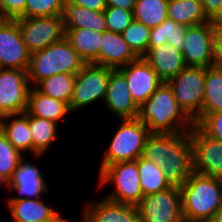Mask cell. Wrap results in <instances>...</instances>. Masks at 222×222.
<instances>
[{
  "instance_id": "cell-31",
  "label": "cell",
  "mask_w": 222,
  "mask_h": 222,
  "mask_svg": "<svg viewBox=\"0 0 222 222\" xmlns=\"http://www.w3.org/2000/svg\"><path fill=\"white\" fill-rule=\"evenodd\" d=\"M167 4L168 0H136L134 20L154 28L167 18Z\"/></svg>"
},
{
  "instance_id": "cell-11",
  "label": "cell",
  "mask_w": 222,
  "mask_h": 222,
  "mask_svg": "<svg viewBox=\"0 0 222 222\" xmlns=\"http://www.w3.org/2000/svg\"><path fill=\"white\" fill-rule=\"evenodd\" d=\"M31 86L26 70L0 69V118L24 113Z\"/></svg>"
},
{
  "instance_id": "cell-17",
  "label": "cell",
  "mask_w": 222,
  "mask_h": 222,
  "mask_svg": "<svg viewBox=\"0 0 222 222\" xmlns=\"http://www.w3.org/2000/svg\"><path fill=\"white\" fill-rule=\"evenodd\" d=\"M103 104L119 120L138 117L139 107L129 93L125 76L118 69L110 72Z\"/></svg>"
},
{
  "instance_id": "cell-43",
  "label": "cell",
  "mask_w": 222,
  "mask_h": 222,
  "mask_svg": "<svg viewBox=\"0 0 222 222\" xmlns=\"http://www.w3.org/2000/svg\"><path fill=\"white\" fill-rule=\"evenodd\" d=\"M202 222H222V214L221 213L216 214L215 216H213L209 219H206Z\"/></svg>"
},
{
  "instance_id": "cell-22",
  "label": "cell",
  "mask_w": 222,
  "mask_h": 222,
  "mask_svg": "<svg viewBox=\"0 0 222 222\" xmlns=\"http://www.w3.org/2000/svg\"><path fill=\"white\" fill-rule=\"evenodd\" d=\"M0 130L21 154L24 155L28 151L31 153L30 155H33V140L29 131L28 113L24 112L1 117Z\"/></svg>"
},
{
  "instance_id": "cell-39",
  "label": "cell",
  "mask_w": 222,
  "mask_h": 222,
  "mask_svg": "<svg viewBox=\"0 0 222 222\" xmlns=\"http://www.w3.org/2000/svg\"><path fill=\"white\" fill-rule=\"evenodd\" d=\"M209 21H222V0H200Z\"/></svg>"
},
{
  "instance_id": "cell-10",
  "label": "cell",
  "mask_w": 222,
  "mask_h": 222,
  "mask_svg": "<svg viewBox=\"0 0 222 222\" xmlns=\"http://www.w3.org/2000/svg\"><path fill=\"white\" fill-rule=\"evenodd\" d=\"M23 42L30 53L42 50L64 37L61 16L16 18Z\"/></svg>"
},
{
  "instance_id": "cell-24",
  "label": "cell",
  "mask_w": 222,
  "mask_h": 222,
  "mask_svg": "<svg viewBox=\"0 0 222 222\" xmlns=\"http://www.w3.org/2000/svg\"><path fill=\"white\" fill-rule=\"evenodd\" d=\"M64 37L85 63L99 65L101 32L84 28H64Z\"/></svg>"
},
{
  "instance_id": "cell-19",
  "label": "cell",
  "mask_w": 222,
  "mask_h": 222,
  "mask_svg": "<svg viewBox=\"0 0 222 222\" xmlns=\"http://www.w3.org/2000/svg\"><path fill=\"white\" fill-rule=\"evenodd\" d=\"M43 198L7 200L8 210L14 222H70L52 204Z\"/></svg>"
},
{
  "instance_id": "cell-4",
  "label": "cell",
  "mask_w": 222,
  "mask_h": 222,
  "mask_svg": "<svg viewBox=\"0 0 222 222\" xmlns=\"http://www.w3.org/2000/svg\"><path fill=\"white\" fill-rule=\"evenodd\" d=\"M84 64L85 62L63 37L60 41L31 53L26 74L30 86L35 87L43 79L56 74L76 75Z\"/></svg>"
},
{
  "instance_id": "cell-46",
  "label": "cell",
  "mask_w": 222,
  "mask_h": 222,
  "mask_svg": "<svg viewBox=\"0 0 222 222\" xmlns=\"http://www.w3.org/2000/svg\"><path fill=\"white\" fill-rule=\"evenodd\" d=\"M0 12L3 13V2H2V0H0Z\"/></svg>"
},
{
  "instance_id": "cell-3",
  "label": "cell",
  "mask_w": 222,
  "mask_h": 222,
  "mask_svg": "<svg viewBox=\"0 0 222 222\" xmlns=\"http://www.w3.org/2000/svg\"><path fill=\"white\" fill-rule=\"evenodd\" d=\"M183 220L202 222L222 209V179L192 172L181 186Z\"/></svg>"
},
{
  "instance_id": "cell-44",
  "label": "cell",
  "mask_w": 222,
  "mask_h": 222,
  "mask_svg": "<svg viewBox=\"0 0 222 222\" xmlns=\"http://www.w3.org/2000/svg\"><path fill=\"white\" fill-rule=\"evenodd\" d=\"M8 18L0 12V26L7 20Z\"/></svg>"
},
{
  "instance_id": "cell-12",
  "label": "cell",
  "mask_w": 222,
  "mask_h": 222,
  "mask_svg": "<svg viewBox=\"0 0 222 222\" xmlns=\"http://www.w3.org/2000/svg\"><path fill=\"white\" fill-rule=\"evenodd\" d=\"M189 132L193 172L222 179V141L210 138L196 124Z\"/></svg>"
},
{
  "instance_id": "cell-8",
  "label": "cell",
  "mask_w": 222,
  "mask_h": 222,
  "mask_svg": "<svg viewBox=\"0 0 222 222\" xmlns=\"http://www.w3.org/2000/svg\"><path fill=\"white\" fill-rule=\"evenodd\" d=\"M111 70L110 67L94 63L83 65L76 74L70 101L71 112L86 108L99 100L103 102Z\"/></svg>"
},
{
  "instance_id": "cell-36",
  "label": "cell",
  "mask_w": 222,
  "mask_h": 222,
  "mask_svg": "<svg viewBox=\"0 0 222 222\" xmlns=\"http://www.w3.org/2000/svg\"><path fill=\"white\" fill-rule=\"evenodd\" d=\"M107 31L122 33L134 20L133 11L107 7L104 11Z\"/></svg>"
},
{
  "instance_id": "cell-7",
  "label": "cell",
  "mask_w": 222,
  "mask_h": 222,
  "mask_svg": "<svg viewBox=\"0 0 222 222\" xmlns=\"http://www.w3.org/2000/svg\"><path fill=\"white\" fill-rule=\"evenodd\" d=\"M206 68L186 66L167 83L183 111L194 121L202 115Z\"/></svg>"
},
{
  "instance_id": "cell-33",
  "label": "cell",
  "mask_w": 222,
  "mask_h": 222,
  "mask_svg": "<svg viewBox=\"0 0 222 222\" xmlns=\"http://www.w3.org/2000/svg\"><path fill=\"white\" fill-rule=\"evenodd\" d=\"M150 30L143 23L133 20L121 36L138 57H143L148 50Z\"/></svg>"
},
{
  "instance_id": "cell-38",
  "label": "cell",
  "mask_w": 222,
  "mask_h": 222,
  "mask_svg": "<svg viewBox=\"0 0 222 222\" xmlns=\"http://www.w3.org/2000/svg\"><path fill=\"white\" fill-rule=\"evenodd\" d=\"M212 67L222 70V21L213 22Z\"/></svg>"
},
{
  "instance_id": "cell-42",
  "label": "cell",
  "mask_w": 222,
  "mask_h": 222,
  "mask_svg": "<svg viewBox=\"0 0 222 222\" xmlns=\"http://www.w3.org/2000/svg\"><path fill=\"white\" fill-rule=\"evenodd\" d=\"M136 0H106L107 7H119L124 10H134Z\"/></svg>"
},
{
  "instance_id": "cell-47",
  "label": "cell",
  "mask_w": 222,
  "mask_h": 222,
  "mask_svg": "<svg viewBox=\"0 0 222 222\" xmlns=\"http://www.w3.org/2000/svg\"><path fill=\"white\" fill-rule=\"evenodd\" d=\"M182 222H197V221H187V220H183Z\"/></svg>"
},
{
  "instance_id": "cell-25",
  "label": "cell",
  "mask_w": 222,
  "mask_h": 222,
  "mask_svg": "<svg viewBox=\"0 0 222 222\" xmlns=\"http://www.w3.org/2000/svg\"><path fill=\"white\" fill-rule=\"evenodd\" d=\"M62 21L64 28H84L96 32L107 31L103 11H94L64 0Z\"/></svg>"
},
{
  "instance_id": "cell-2",
  "label": "cell",
  "mask_w": 222,
  "mask_h": 222,
  "mask_svg": "<svg viewBox=\"0 0 222 222\" xmlns=\"http://www.w3.org/2000/svg\"><path fill=\"white\" fill-rule=\"evenodd\" d=\"M150 133L189 132L194 121L176 102L172 88L163 82L139 107L138 117Z\"/></svg>"
},
{
  "instance_id": "cell-28",
  "label": "cell",
  "mask_w": 222,
  "mask_h": 222,
  "mask_svg": "<svg viewBox=\"0 0 222 222\" xmlns=\"http://www.w3.org/2000/svg\"><path fill=\"white\" fill-rule=\"evenodd\" d=\"M139 171L140 186L143 196L163 191L171 185L166 180L163 169L154 162L140 156L135 160Z\"/></svg>"
},
{
  "instance_id": "cell-23",
  "label": "cell",
  "mask_w": 222,
  "mask_h": 222,
  "mask_svg": "<svg viewBox=\"0 0 222 222\" xmlns=\"http://www.w3.org/2000/svg\"><path fill=\"white\" fill-rule=\"evenodd\" d=\"M26 113L39 118L51 120L58 124L72 114L70 106L60 100L46 96L39 92L35 87H31L28 93Z\"/></svg>"
},
{
  "instance_id": "cell-6",
  "label": "cell",
  "mask_w": 222,
  "mask_h": 222,
  "mask_svg": "<svg viewBox=\"0 0 222 222\" xmlns=\"http://www.w3.org/2000/svg\"><path fill=\"white\" fill-rule=\"evenodd\" d=\"M98 176V188L113 184L114 189L104 196L109 201L137 206L143 198L139 171L135 161L108 165L99 172Z\"/></svg>"
},
{
  "instance_id": "cell-45",
  "label": "cell",
  "mask_w": 222,
  "mask_h": 222,
  "mask_svg": "<svg viewBox=\"0 0 222 222\" xmlns=\"http://www.w3.org/2000/svg\"><path fill=\"white\" fill-rule=\"evenodd\" d=\"M4 185L5 188L7 187L8 182L0 175V187H2L1 185Z\"/></svg>"
},
{
  "instance_id": "cell-14",
  "label": "cell",
  "mask_w": 222,
  "mask_h": 222,
  "mask_svg": "<svg viewBox=\"0 0 222 222\" xmlns=\"http://www.w3.org/2000/svg\"><path fill=\"white\" fill-rule=\"evenodd\" d=\"M30 52L25 46L15 19L0 26V67L27 70Z\"/></svg>"
},
{
  "instance_id": "cell-32",
  "label": "cell",
  "mask_w": 222,
  "mask_h": 222,
  "mask_svg": "<svg viewBox=\"0 0 222 222\" xmlns=\"http://www.w3.org/2000/svg\"><path fill=\"white\" fill-rule=\"evenodd\" d=\"M222 111V70L206 68L202 113Z\"/></svg>"
},
{
  "instance_id": "cell-9",
  "label": "cell",
  "mask_w": 222,
  "mask_h": 222,
  "mask_svg": "<svg viewBox=\"0 0 222 222\" xmlns=\"http://www.w3.org/2000/svg\"><path fill=\"white\" fill-rule=\"evenodd\" d=\"M137 208L141 222H182L180 187L171 186L163 191L143 196Z\"/></svg>"
},
{
  "instance_id": "cell-1",
  "label": "cell",
  "mask_w": 222,
  "mask_h": 222,
  "mask_svg": "<svg viewBox=\"0 0 222 222\" xmlns=\"http://www.w3.org/2000/svg\"><path fill=\"white\" fill-rule=\"evenodd\" d=\"M142 157L160 166L171 186L180 187L193 172L190 132L151 133Z\"/></svg>"
},
{
  "instance_id": "cell-29",
  "label": "cell",
  "mask_w": 222,
  "mask_h": 222,
  "mask_svg": "<svg viewBox=\"0 0 222 222\" xmlns=\"http://www.w3.org/2000/svg\"><path fill=\"white\" fill-rule=\"evenodd\" d=\"M75 74L60 73L40 81L35 88L42 94L67 103L70 106Z\"/></svg>"
},
{
  "instance_id": "cell-37",
  "label": "cell",
  "mask_w": 222,
  "mask_h": 222,
  "mask_svg": "<svg viewBox=\"0 0 222 222\" xmlns=\"http://www.w3.org/2000/svg\"><path fill=\"white\" fill-rule=\"evenodd\" d=\"M195 124L210 138L222 141V111L202 113Z\"/></svg>"
},
{
  "instance_id": "cell-41",
  "label": "cell",
  "mask_w": 222,
  "mask_h": 222,
  "mask_svg": "<svg viewBox=\"0 0 222 222\" xmlns=\"http://www.w3.org/2000/svg\"><path fill=\"white\" fill-rule=\"evenodd\" d=\"M67 1L74 5L86 7L94 11H104L107 8L106 0H67Z\"/></svg>"
},
{
  "instance_id": "cell-26",
  "label": "cell",
  "mask_w": 222,
  "mask_h": 222,
  "mask_svg": "<svg viewBox=\"0 0 222 222\" xmlns=\"http://www.w3.org/2000/svg\"><path fill=\"white\" fill-rule=\"evenodd\" d=\"M167 17L187 27L209 22L200 0H168Z\"/></svg>"
},
{
  "instance_id": "cell-20",
  "label": "cell",
  "mask_w": 222,
  "mask_h": 222,
  "mask_svg": "<svg viewBox=\"0 0 222 222\" xmlns=\"http://www.w3.org/2000/svg\"><path fill=\"white\" fill-rule=\"evenodd\" d=\"M143 58L163 82H168L186 67L182 52L169 43L148 47Z\"/></svg>"
},
{
  "instance_id": "cell-13",
  "label": "cell",
  "mask_w": 222,
  "mask_h": 222,
  "mask_svg": "<svg viewBox=\"0 0 222 222\" xmlns=\"http://www.w3.org/2000/svg\"><path fill=\"white\" fill-rule=\"evenodd\" d=\"M181 52L186 66L212 67L213 22L187 27Z\"/></svg>"
},
{
  "instance_id": "cell-27",
  "label": "cell",
  "mask_w": 222,
  "mask_h": 222,
  "mask_svg": "<svg viewBox=\"0 0 222 222\" xmlns=\"http://www.w3.org/2000/svg\"><path fill=\"white\" fill-rule=\"evenodd\" d=\"M58 124L47 119L29 115V131L33 140V158L44 157L58 137Z\"/></svg>"
},
{
  "instance_id": "cell-35",
  "label": "cell",
  "mask_w": 222,
  "mask_h": 222,
  "mask_svg": "<svg viewBox=\"0 0 222 222\" xmlns=\"http://www.w3.org/2000/svg\"><path fill=\"white\" fill-rule=\"evenodd\" d=\"M64 0H26L25 12L20 18L61 16Z\"/></svg>"
},
{
  "instance_id": "cell-34",
  "label": "cell",
  "mask_w": 222,
  "mask_h": 222,
  "mask_svg": "<svg viewBox=\"0 0 222 222\" xmlns=\"http://www.w3.org/2000/svg\"><path fill=\"white\" fill-rule=\"evenodd\" d=\"M14 146L8 141L0 130V175L8 182L17 168L18 162L23 158Z\"/></svg>"
},
{
  "instance_id": "cell-30",
  "label": "cell",
  "mask_w": 222,
  "mask_h": 222,
  "mask_svg": "<svg viewBox=\"0 0 222 222\" xmlns=\"http://www.w3.org/2000/svg\"><path fill=\"white\" fill-rule=\"evenodd\" d=\"M187 26L175 23L166 18L160 25L151 28L148 47H158L161 44H172L175 49L182 50Z\"/></svg>"
},
{
  "instance_id": "cell-21",
  "label": "cell",
  "mask_w": 222,
  "mask_h": 222,
  "mask_svg": "<svg viewBox=\"0 0 222 222\" xmlns=\"http://www.w3.org/2000/svg\"><path fill=\"white\" fill-rule=\"evenodd\" d=\"M100 45L99 65L118 69L139 58L120 33L105 31L102 33Z\"/></svg>"
},
{
  "instance_id": "cell-15",
  "label": "cell",
  "mask_w": 222,
  "mask_h": 222,
  "mask_svg": "<svg viewBox=\"0 0 222 222\" xmlns=\"http://www.w3.org/2000/svg\"><path fill=\"white\" fill-rule=\"evenodd\" d=\"M118 70L125 76L129 93L138 107L163 83L143 57Z\"/></svg>"
},
{
  "instance_id": "cell-18",
  "label": "cell",
  "mask_w": 222,
  "mask_h": 222,
  "mask_svg": "<svg viewBox=\"0 0 222 222\" xmlns=\"http://www.w3.org/2000/svg\"><path fill=\"white\" fill-rule=\"evenodd\" d=\"M83 206L80 222H141L137 206L115 203L104 197Z\"/></svg>"
},
{
  "instance_id": "cell-5",
  "label": "cell",
  "mask_w": 222,
  "mask_h": 222,
  "mask_svg": "<svg viewBox=\"0 0 222 222\" xmlns=\"http://www.w3.org/2000/svg\"><path fill=\"white\" fill-rule=\"evenodd\" d=\"M151 133L138 118L120 119L114 136L104 150L99 172L106 166L126 161H135L142 156L143 148Z\"/></svg>"
},
{
  "instance_id": "cell-40",
  "label": "cell",
  "mask_w": 222,
  "mask_h": 222,
  "mask_svg": "<svg viewBox=\"0 0 222 222\" xmlns=\"http://www.w3.org/2000/svg\"><path fill=\"white\" fill-rule=\"evenodd\" d=\"M3 14L8 19H16L25 12L26 0H2Z\"/></svg>"
},
{
  "instance_id": "cell-16",
  "label": "cell",
  "mask_w": 222,
  "mask_h": 222,
  "mask_svg": "<svg viewBox=\"0 0 222 222\" xmlns=\"http://www.w3.org/2000/svg\"><path fill=\"white\" fill-rule=\"evenodd\" d=\"M34 164L25 162L24 157L18 162L7 184L8 190H13L18 195L8 200L42 198L41 194L49 191L48 181H45L42 171Z\"/></svg>"
}]
</instances>
